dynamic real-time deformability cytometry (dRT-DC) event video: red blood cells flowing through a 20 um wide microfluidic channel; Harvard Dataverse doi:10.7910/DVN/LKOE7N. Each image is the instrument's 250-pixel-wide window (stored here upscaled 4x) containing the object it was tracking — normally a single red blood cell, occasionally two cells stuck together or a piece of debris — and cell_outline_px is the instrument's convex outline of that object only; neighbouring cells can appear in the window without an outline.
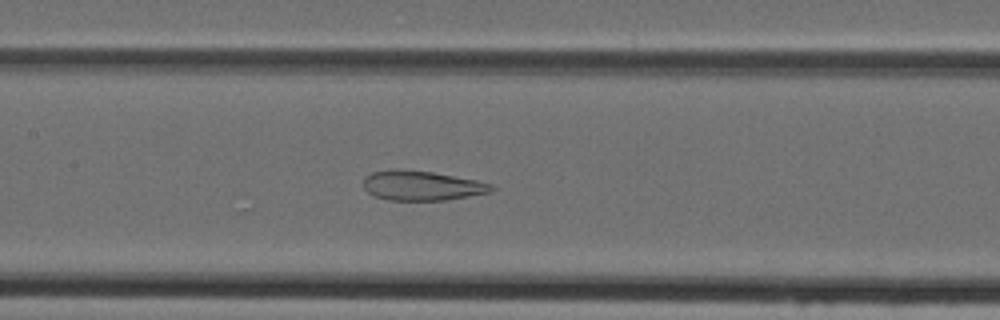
{"species": "Egyptian fruit bat (a non-hibernating species)", "species_latin": "Rousettus aegyptiacus", "temperature_condition": "cold", "stored_images_in_passage": 48, "camera_frame_rate_fps": 3000, "um_per_image_px": 0.085, "animal": {"sex": "female"}, "frame": {"image": 1, "passage_image": 23, "time_ms": 7.333, "image_size_px": [1000, 320], "cell_outline_px": [[496, 188], [488, 192], [468, 196], [444, 200], [388, 200], [376, 196], [368, 192], [364, 188], [364, 176], [372, 172], [392, 168], [432, 172], [476, 180], [492, 184]], "centroid_in_image_um": [35.82, 15.76], "position_along_channel_um": 171.6, "area_um2": 22.02}}
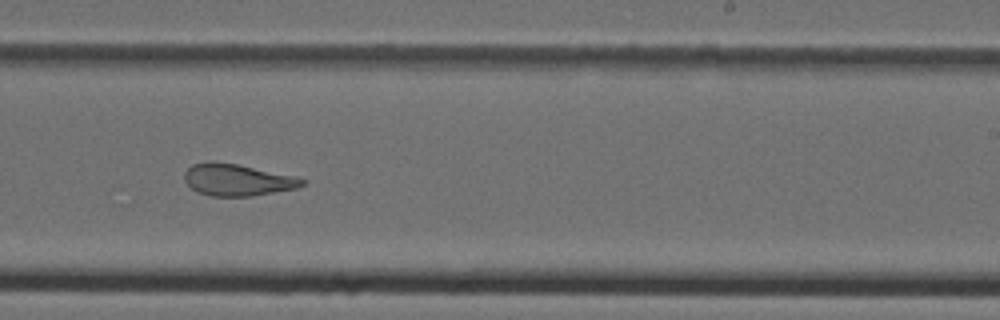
{"frame": {"image": 2, "passage_image": 30, "time_ms": 9.667, "image_size_px": [1000, 320], "cell_outline_px": [[308, 180], [304, 184], [296, 188], [252, 196], [212, 196], [196, 192], [184, 180], [184, 172], [192, 164], [208, 160], [212, 160], [236, 164], [292, 176]], "centroid_in_image_um": [20.11, 15.28], "position_along_channel_um": 268.9, "area_um2": 21.73}}
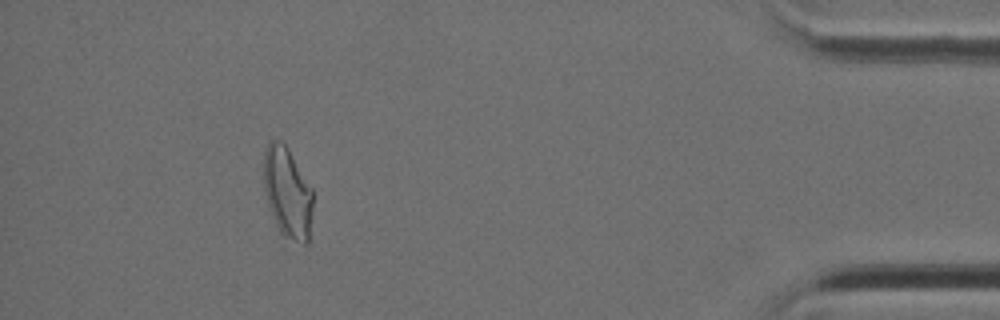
{"frame": {"image": 3, "passage_image": 44, "time_ms": 14.333, "image_size_px": [1000, 320], "cell_outline_px": [[312, 212], [308, 244], [304, 244], [284, 236], [280, 232], [276, 224], [268, 204], [264, 188], [264, 152], [268, 144], [272, 140], [280, 140], [288, 148], [312, 188]], "centroid_in_image_um": [24.44, 16.37], "position_along_channel_um": 410.8, "area_um2": 25.78}}